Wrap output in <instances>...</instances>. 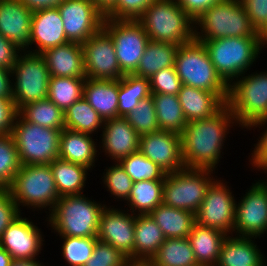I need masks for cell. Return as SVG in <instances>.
Instances as JSON below:
<instances>
[{
    "label": "cell",
    "mask_w": 267,
    "mask_h": 266,
    "mask_svg": "<svg viewBox=\"0 0 267 266\" xmlns=\"http://www.w3.org/2000/svg\"><path fill=\"white\" fill-rule=\"evenodd\" d=\"M234 124L237 121L227 104L210 118L188 122L181 134L185 168L215 170Z\"/></svg>",
    "instance_id": "cell-1"
},
{
    "label": "cell",
    "mask_w": 267,
    "mask_h": 266,
    "mask_svg": "<svg viewBox=\"0 0 267 266\" xmlns=\"http://www.w3.org/2000/svg\"><path fill=\"white\" fill-rule=\"evenodd\" d=\"M137 21L151 41L180 46L195 40V20L176 0H155Z\"/></svg>",
    "instance_id": "cell-2"
},
{
    "label": "cell",
    "mask_w": 267,
    "mask_h": 266,
    "mask_svg": "<svg viewBox=\"0 0 267 266\" xmlns=\"http://www.w3.org/2000/svg\"><path fill=\"white\" fill-rule=\"evenodd\" d=\"M105 207L84 194L63 196L47 214V221L59 236L97 237L100 215Z\"/></svg>",
    "instance_id": "cell-3"
},
{
    "label": "cell",
    "mask_w": 267,
    "mask_h": 266,
    "mask_svg": "<svg viewBox=\"0 0 267 266\" xmlns=\"http://www.w3.org/2000/svg\"><path fill=\"white\" fill-rule=\"evenodd\" d=\"M195 25H198L195 39L199 42L224 37H259L241 0H222L212 5L195 20Z\"/></svg>",
    "instance_id": "cell-4"
},
{
    "label": "cell",
    "mask_w": 267,
    "mask_h": 266,
    "mask_svg": "<svg viewBox=\"0 0 267 266\" xmlns=\"http://www.w3.org/2000/svg\"><path fill=\"white\" fill-rule=\"evenodd\" d=\"M201 42L228 86L245 74L261 53L259 37H224Z\"/></svg>",
    "instance_id": "cell-5"
},
{
    "label": "cell",
    "mask_w": 267,
    "mask_h": 266,
    "mask_svg": "<svg viewBox=\"0 0 267 266\" xmlns=\"http://www.w3.org/2000/svg\"><path fill=\"white\" fill-rule=\"evenodd\" d=\"M174 67L182 85L229 94V86L216 72L204 44L196 39L177 48Z\"/></svg>",
    "instance_id": "cell-6"
},
{
    "label": "cell",
    "mask_w": 267,
    "mask_h": 266,
    "mask_svg": "<svg viewBox=\"0 0 267 266\" xmlns=\"http://www.w3.org/2000/svg\"><path fill=\"white\" fill-rule=\"evenodd\" d=\"M18 208L54 209L59 197L50 164L22 165L8 188ZM31 206V207H30Z\"/></svg>",
    "instance_id": "cell-7"
},
{
    "label": "cell",
    "mask_w": 267,
    "mask_h": 266,
    "mask_svg": "<svg viewBox=\"0 0 267 266\" xmlns=\"http://www.w3.org/2000/svg\"><path fill=\"white\" fill-rule=\"evenodd\" d=\"M246 74L229 86L227 105L239 127L247 129L252 123L267 118V71Z\"/></svg>",
    "instance_id": "cell-8"
},
{
    "label": "cell",
    "mask_w": 267,
    "mask_h": 266,
    "mask_svg": "<svg viewBox=\"0 0 267 266\" xmlns=\"http://www.w3.org/2000/svg\"><path fill=\"white\" fill-rule=\"evenodd\" d=\"M62 129H51L25 121L17 114L11 131L21 165L50 164L59 158Z\"/></svg>",
    "instance_id": "cell-9"
},
{
    "label": "cell",
    "mask_w": 267,
    "mask_h": 266,
    "mask_svg": "<svg viewBox=\"0 0 267 266\" xmlns=\"http://www.w3.org/2000/svg\"><path fill=\"white\" fill-rule=\"evenodd\" d=\"M213 170L184 168L166 174L162 203L196 214L205 198L207 188L216 179Z\"/></svg>",
    "instance_id": "cell-10"
},
{
    "label": "cell",
    "mask_w": 267,
    "mask_h": 266,
    "mask_svg": "<svg viewBox=\"0 0 267 266\" xmlns=\"http://www.w3.org/2000/svg\"><path fill=\"white\" fill-rule=\"evenodd\" d=\"M12 100L17 111L23 106L46 99L50 74L45 58L41 54L21 52L11 71Z\"/></svg>",
    "instance_id": "cell-11"
},
{
    "label": "cell",
    "mask_w": 267,
    "mask_h": 266,
    "mask_svg": "<svg viewBox=\"0 0 267 266\" xmlns=\"http://www.w3.org/2000/svg\"><path fill=\"white\" fill-rule=\"evenodd\" d=\"M102 28L113 40L121 71L124 74H133L150 41L145 29L137 20L106 18H104Z\"/></svg>",
    "instance_id": "cell-12"
},
{
    "label": "cell",
    "mask_w": 267,
    "mask_h": 266,
    "mask_svg": "<svg viewBox=\"0 0 267 266\" xmlns=\"http://www.w3.org/2000/svg\"><path fill=\"white\" fill-rule=\"evenodd\" d=\"M224 180H214L207 188L205 198L195 214L196 223L233 235L235 225V197Z\"/></svg>",
    "instance_id": "cell-13"
},
{
    "label": "cell",
    "mask_w": 267,
    "mask_h": 266,
    "mask_svg": "<svg viewBox=\"0 0 267 266\" xmlns=\"http://www.w3.org/2000/svg\"><path fill=\"white\" fill-rule=\"evenodd\" d=\"M83 66L86 78L119 80L121 71L111 36L101 28L82 44Z\"/></svg>",
    "instance_id": "cell-14"
},
{
    "label": "cell",
    "mask_w": 267,
    "mask_h": 266,
    "mask_svg": "<svg viewBox=\"0 0 267 266\" xmlns=\"http://www.w3.org/2000/svg\"><path fill=\"white\" fill-rule=\"evenodd\" d=\"M240 200L236 204L233 232L238 237L260 238L267 231V182L259 180L252 184Z\"/></svg>",
    "instance_id": "cell-15"
},
{
    "label": "cell",
    "mask_w": 267,
    "mask_h": 266,
    "mask_svg": "<svg viewBox=\"0 0 267 266\" xmlns=\"http://www.w3.org/2000/svg\"><path fill=\"white\" fill-rule=\"evenodd\" d=\"M57 8L69 42L83 44L102 28L104 14L92 0H64Z\"/></svg>",
    "instance_id": "cell-16"
},
{
    "label": "cell",
    "mask_w": 267,
    "mask_h": 266,
    "mask_svg": "<svg viewBox=\"0 0 267 266\" xmlns=\"http://www.w3.org/2000/svg\"><path fill=\"white\" fill-rule=\"evenodd\" d=\"M139 151L167 174L185 168L180 134L158 130L142 135L140 136Z\"/></svg>",
    "instance_id": "cell-17"
},
{
    "label": "cell",
    "mask_w": 267,
    "mask_h": 266,
    "mask_svg": "<svg viewBox=\"0 0 267 266\" xmlns=\"http://www.w3.org/2000/svg\"><path fill=\"white\" fill-rule=\"evenodd\" d=\"M106 207L100 215L98 240L108 243L134 261L135 215ZM126 212V213H125Z\"/></svg>",
    "instance_id": "cell-18"
},
{
    "label": "cell",
    "mask_w": 267,
    "mask_h": 266,
    "mask_svg": "<svg viewBox=\"0 0 267 266\" xmlns=\"http://www.w3.org/2000/svg\"><path fill=\"white\" fill-rule=\"evenodd\" d=\"M40 229L32 220L22 217L15 219L0 237V247L4 248L13 259H37L42 250L44 238Z\"/></svg>",
    "instance_id": "cell-19"
},
{
    "label": "cell",
    "mask_w": 267,
    "mask_h": 266,
    "mask_svg": "<svg viewBox=\"0 0 267 266\" xmlns=\"http://www.w3.org/2000/svg\"><path fill=\"white\" fill-rule=\"evenodd\" d=\"M30 29L29 45H36L37 49L27 52L41 54L48 48L69 42L57 7L33 11Z\"/></svg>",
    "instance_id": "cell-20"
},
{
    "label": "cell",
    "mask_w": 267,
    "mask_h": 266,
    "mask_svg": "<svg viewBox=\"0 0 267 266\" xmlns=\"http://www.w3.org/2000/svg\"><path fill=\"white\" fill-rule=\"evenodd\" d=\"M101 136L100 148L115 162L139 151L140 135L125 117L104 121Z\"/></svg>",
    "instance_id": "cell-21"
},
{
    "label": "cell",
    "mask_w": 267,
    "mask_h": 266,
    "mask_svg": "<svg viewBox=\"0 0 267 266\" xmlns=\"http://www.w3.org/2000/svg\"><path fill=\"white\" fill-rule=\"evenodd\" d=\"M31 17L19 0H0V34L23 51L29 47Z\"/></svg>",
    "instance_id": "cell-22"
},
{
    "label": "cell",
    "mask_w": 267,
    "mask_h": 266,
    "mask_svg": "<svg viewBox=\"0 0 267 266\" xmlns=\"http://www.w3.org/2000/svg\"><path fill=\"white\" fill-rule=\"evenodd\" d=\"M177 96L187 122H192L210 118L218 113L227 104L229 94H215L182 85Z\"/></svg>",
    "instance_id": "cell-23"
},
{
    "label": "cell",
    "mask_w": 267,
    "mask_h": 266,
    "mask_svg": "<svg viewBox=\"0 0 267 266\" xmlns=\"http://www.w3.org/2000/svg\"><path fill=\"white\" fill-rule=\"evenodd\" d=\"M41 55L45 58L50 77L86 78L82 44L67 42L48 48Z\"/></svg>",
    "instance_id": "cell-24"
},
{
    "label": "cell",
    "mask_w": 267,
    "mask_h": 266,
    "mask_svg": "<svg viewBox=\"0 0 267 266\" xmlns=\"http://www.w3.org/2000/svg\"><path fill=\"white\" fill-rule=\"evenodd\" d=\"M231 236L222 242L215 266H267L264 254L254 243L257 238Z\"/></svg>",
    "instance_id": "cell-25"
},
{
    "label": "cell",
    "mask_w": 267,
    "mask_h": 266,
    "mask_svg": "<svg viewBox=\"0 0 267 266\" xmlns=\"http://www.w3.org/2000/svg\"><path fill=\"white\" fill-rule=\"evenodd\" d=\"M94 140L90 134L62 129L59 138V158L92 169L98 151L97 142Z\"/></svg>",
    "instance_id": "cell-26"
},
{
    "label": "cell",
    "mask_w": 267,
    "mask_h": 266,
    "mask_svg": "<svg viewBox=\"0 0 267 266\" xmlns=\"http://www.w3.org/2000/svg\"><path fill=\"white\" fill-rule=\"evenodd\" d=\"M119 80H95L86 78L83 98L106 121L118 117Z\"/></svg>",
    "instance_id": "cell-27"
},
{
    "label": "cell",
    "mask_w": 267,
    "mask_h": 266,
    "mask_svg": "<svg viewBox=\"0 0 267 266\" xmlns=\"http://www.w3.org/2000/svg\"><path fill=\"white\" fill-rule=\"evenodd\" d=\"M134 231V261L149 262L166 238L149 214H136Z\"/></svg>",
    "instance_id": "cell-28"
},
{
    "label": "cell",
    "mask_w": 267,
    "mask_h": 266,
    "mask_svg": "<svg viewBox=\"0 0 267 266\" xmlns=\"http://www.w3.org/2000/svg\"><path fill=\"white\" fill-rule=\"evenodd\" d=\"M227 237L224 232L203 227L197 223L191 229L188 239L200 265L215 266L219 258L222 242Z\"/></svg>",
    "instance_id": "cell-29"
},
{
    "label": "cell",
    "mask_w": 267,
    "mask_h": 266,
    "mask_svg": "<svg viewBox=\"0 0 267 266\" xmlns=\"http://www.w3.org/2000/svg\"><path fill=\"white\" fill-rule=\"evenodd\" d=\"M158 224L165 238H188L194 224L195 214L160 204L149 213Z\"/></svg>",
    "instance_id": "cell-30"
},
{
    "label": "cell",
    "mask_w": 267,
    "mask_h": 266,
    "mask_svg": "<svg viewBox=\"0 0 267 266\" xmlns=\"http://www.w3.org/2000/svg\"><path fill=\"white\" fill-rule=\"evenodd\" d=\"M50 167L59 197L83 193V188L86 186L87 171L90 169L60 158L52 161Z\"/></svg>",
    "instance_id": "cell-31"
},
{
    "label": "cell",
    "mask_w": 267,
    "mask_h": 266,
    "mask_svg": "<svg viewBox=\"0 0 267 266\" xmlns=\"http://www.w3.org/2000/svg\"><path fill=\"white\" fill-rule=\"evenodd\" d=\"M178 47L177 44L150 40L133 75L149 79L159 70L173 67Z\"/></svg>",
    "instance_id": "cell-32"
},
{
    "label": "cell",
    "mask_w": 267,
    "mask_h": 266,
    "mask_svg": "<svg viewBox=\"0 0 267 266\" xmlns=\"http://www.w3.org/2000/svg\"><path fill=\"white\" fill-rule=\"evenodd\" d=\"M149 263L152 266H195L198 264L188 238H166Z\"/></svg>",
    "instance_id": "cell-33"
},
{
    "label": "cell",
    "mask_w": 267,
    "mask_h": 266,
    "mask_svg": "<svg viewBox=\"0 0 267 266\" xmlns=\"http://www.w3.org/2000/svg\"><path fill=\"white\" fill-rule=\"evenodd\" d=\"M164 180H142L133 182L126 200L133 214H149L163 201ZM138 212V213H135Z\"/></svg>",
    "instance_id": "cell-34"
},
{
    "label": "cell",
    "mask_w": 267,
    "mask_h": 266,
    "mask_svg": "<svg viewBox=\"0 0 267 266\" xmlns=\"http://www.w3.org/2000/svg\"><path fill=\"white\" fill-rule=\"evenodd\" d=\"M154 101L158 126L166 130L182 134L187 125L181 104L177 95L151 94Z\"/></svg>",
    "instance_id": "cell-35"
},
{
    "label": "cell",
    "mask_w": 267,
    "mask_h": 266,
    "mask_svg": "<svg viewBox=\"0 0 267 266\" xmlns=\"http://www.w3.org/2000/svg\"><path fill=\"white\" fill-rule=\"evenodd\" d=\"M64 122L65 128L90 135L104 125L99 113L83 97L64 111Z\"/></svg>",
    "instance_id": "cell-36"
},
{
    "label": "cell",
    "mask_w": 267,
    "mask_h": 266,
    "mask_svg": "<svg viewBox=\"0 0 267 266\" xmlns=\"http://www.w3.org/2000/svg\"><path fill=\"white\" fill-rule=\"evenodd\" d=\"M151 96L148 78L125 74L119 79L118 117H125L143 99Z\"/></svg>",
    "instance_id": "cell-37"
},
{
    "label": "cell",
    "mask_w": 267,
    "mask_h": 266,
    "mask_svg": "<svg viewBox=\"0 0 267 266\" xmlns=\"http://www.w3.org/2000/svg\"><path fill=\"white\" fill-rule=\"evenodd\" d=\"M18 114L27 122L51 129H64V112L46 98L23 106Z\"/></svg>",
    "instance_id": "cell-38"
},
{
    "label": "cell",
    "mask_w": 267,
    "mask_h": 266,
    "mask_svg": "<svg viewBox=\"0 0 267 266\" xmlns=\"http://www.w3.org/2000/svg\"><path fill=\"white\" fill-rule=\"evenodd\" d=\"M86 78L50 77L48 96L63 112L83 97Z\"/></svg>",
    "instance_id": "cell-39"
},
{
    "label": "cell",
    "mask_w": 267,
    "mask_h": 266,
    "mask_svg": "<svg viewBox=\"0 0 267 266\" xmlns=\"http://www.w3.org/2000/svg\"><path fill=\"white\" fill-rule=\"evenodd\" d=\"M118 163L131 177L133 182H140L142 180H164L167 174L140 151L122 158Z\"/></svg>",
    "instance_id": "cell-40"
},
{
    "label": "cell",
    "mask_w": 267,
    "mask_h": 266,
    "mask_svg": "<svg viewBox=\"0 0 267 266\" xmlns=\"http://www.w3.org/2000/svg\"><path fill=\"white\" fill-rule=\"evenodd\" d=\"M21 166L13 136L0 134V188L10 187Z\"/></svg>",
    "instance_id": "cell-41"
},
{
    "label": "cell",
    "mask_w": 267,
    "mask_h": 266,
    "mask_svg": "<svg viewBox=\"0 0 267 266\" xmlns=\"http://www.w3.org/2000/svg\"><path fill=\"white\" fill-rule=\"evenodd\" d=\"M63 239L62 256L69 266H84L92 256L97 237L60 236Z\"/></svg>",
    "instance_id": "cell-42"
},
{
    "label": "cell",
    "mask_w": 267,
    "mask_h": 266,
    "mask_svg": "<svg viewBox=\"0 0 267 266\" xmlns=\"http://www.w3.org/2000/svg\"><path fill=\"white\" fill-rule=\"evenodd\" d=\"M125 118L140 136L160 130L152 95L141 100Z\"/></svg>",
    "instance_id": "cell-43"
},
{
    "label": "cell",
    "mask_w": 267,
    "mask_h": 266,
    "mask_svg": "<svg viewBox=\"0 0 267 266\" xmlns=\"http://www.w3.org/2000/svg\"><path fill=\"white\" fill-rule=\"evenodd\" d=\"M103 184L108 189L111 195L117 199L127 200L129 198L133 180L125 172L123 167L116 162L113 166L106 168V172L103 173Z\"/></svg>",
    "instance_id": "cell-44"
},
{
    "label": "cell",
    "mask_w": 267,
    "mask_h": 266,
    "mask_svg": "<svg viewBox=\"0 0 267 266\" xmlns=\"http://www.w3.org/2000/svg\"><path fill=\"white\" fill-rule=\"evenodd\" d=\"M129 262V258L115 247L97 240L93 254L84 266H126Z\"/></svg>",
    "instance_id": "cell-45"
},
{
    "label": "cell",
    "mask_w": 267,
    "mask_h": 266,
    "mask_svg": "<svg viewBox=\"0 0 267 266\" xmlns=\"http://www.w3.org/2000/svg\"><path fill=\"white\" fill-rule=\"evenodd\" d=\"M149 84L151 94L177 95L182 86L174 66L156 72L149 78Z\"/></svg>",
    "instance_id": "cell-46"
},
{
    "label": "cell",
    "mask_w": 267,
    "mask_h": 266,
    "mask_svg": "<svg viewBox=\"0 0 267 266\" xmlns=\"http://www.w3.org/2000/svg\"><path fill=\"white\" fill-rule=\"evenodd\" d=\"M155 0H117L106 19L137 20Z\"/></svg>",
    "instance_id": "cell-47"
},
{
    "label": "cell",
    "mask_w": 267,
    "mask_h": 266,
    "mask_svg": "<svg viewBox=\"0 0 267 266\" xmlns=\"http://www.w3.org/2000/svg\"><path fill=\"white\" fill-rule=\"evenodd\" d=\"M22 214L8 188H0V237L8 226Z\"/></svg>",
    "instance_id": "cell-48"
},
{
    "label": "cell",
    "mask_w": 267,
    "mask_h": 266,
    "mask_svg": "<svg viewBox=\"0 0 267 266\" xmlns=\"http://www.w3.org/2000/svg\"><path fill=\"white\" fill-rule=\"evenodd\" d=\"M267 124V118L263 119V120H259L256 121L254 123H252L247 129H251L253 128H257L260 126H266ZM262 136V137H261ZM259 137L257 144L254 145L255 148H253L254 150L252 151L253 153H251V159L249 161H251V165L252 167L254 166V168L258 169V170H264V172L266 173L267 171V128L266 130L262 133Z\"/></svg>",
    "instance_id": "cell-49"
},
{
    "label": "cell",
    "mask_w": 267,
    "mask_h": 266,
    "mask_svg": "<svg viewBox=\"0 0 267 266\" xmlns=\"http://www.w3.org/2000/svg\"><path fill=\"white\" fill-rule=\"evenodd\" d=\"M251 24L258 31L267 22V0H241Z\"/></svg>",
    "instance_id": "cell-50"
},
{
    "label": "cell",
    "mask_w": 267,
    "mask_h": 266,
    "mask_svg": "<svg viewBox=\"0 0 267 266\" xmlns=\"http://www.w3.org/2000/svg\"><path fill=\"white\" fill-rule=\"evenodd\" d=\"M23 52L16 44L0 34V67L12 71L17 58Z\"/></svg>",
    "instance_id": "cell-51"
},
{
    "label": "cell",
    "mask_w": 267,
    "mask_h": 266,
    "mask_svg": "<svg viewBox=\"0 0 267 266\" xmlns=\"http://www.w3.org/2000/svg\"><path fill=\"white\" fill-rule=\"evenodd\" d=\"M17 114L12 99L0 98V134H11Z\"/></svg>",
    "instance_id": "cell-52"
},
{
    "label": "cell",
    "mask_w": 267,
    "mask_h": 266,
    "mask_svg": "<svg viewBox=\"0 0 267 266\" xmlns=\"http://www.w3.org/2000/svg\"><path fill=\"white\" fill-rule=\"evenodd\" d=\"M180 7L196 20L206 9L222 0H176Z\"/></svg>",
    "instance_id": "cell-53"
},
{
    "label": "cell",
    "mask_w": 267,
    "mask_h": 266,
    "mask_svg": "<svg viewBox=\"0 0 267 266\" xmlns=\"http://www.w3.org/2000/svg\"><path fill=\"white\" fill-rule=\"evenodd\" d=\"M11 71L0 67V98L12 99Z\"/></svg>",
    "instance_id": "cell-54"
},
{
    "label": "cell",
    "mask_w": 267,
    "mask_h": 266,
    "mask_svg": "<svg viewBox=\"0 0 267 266\" xmlns=\"http://www.w3.org/2000/svg\"><path fill=\"white\" fill-rule=\"evenodd\" d=\"M64 0H19L32 12L41 9L54 8L61 4Z\"/></svg>",
    "instance_id": "cell-55"
},
{
    "label": "cell",
    "mask_w": 267,
    "mask_h": 266,
    "mask_svg": "<svg viewBox=\"0 0 267 266\" xmlns=\"http://www.w3.org/2000/svg\"><path fill=\"white\" fill-rule=\"evenodd\" d=\"M96 7L105 15L116 3L117 0H92Z\"/></svg>",
    "instance_id": "cell-56"
},
{
    "label": "cell",
    "mask_w": 267,
    "mask_h": 266,
    "mask_svg": "<svg viewBox=\"0 0 267 266\" xmlns=\"http://www.w3.org/2000/svg\"><path fill=\"white\" fill-rule=\"evenodd\" d=\"M37 259H13L10 266H45Z\"/></svg>",
    "instance_id": "cell-57"
},
{
    "label": "cell",
    "mask_w": 267,
    "mask_h": 266,
    "mask_svg": "<svg viewBox=\"0 0 267 266\" xmlns=\"http://www.w3.org/2000/svg\"><path fill=\"white\" fill-rule=\"evenodd\" d=\"M12 260V256L4 248L0 247V266H10Z\"/></svg>",
    "instance_id": "cell-58"
},
{
    "label": "cell",
    "mask_w": 267,
    "mask_h": 266,
    "mask_svg": "<svg viewBox=\"0 0 267 266\" xmlns=\"http://www.w3.org/2000/svg\"><path fill=\"white\" fill-rule=\"evenodd\" d=\"M260 49L267 44V23H265L259 30Z\"/></svg>",
    "instance_id": "cell-59"
},
{
    "label": "cell",
    "mask_w": 267,
    "mask_h": 266,
    "mask_svg": "<svg viewBox=\"0 0 267 266\" xmlns=\"http://www.w3.org/2000/svg\"><path fill=\"white\" fill-rule=\"evenodd\" d=\"M126 266H152L149 262L130 261Z\"/></svg>",
    "instance_id": "cell-60"
}]
</instances>
